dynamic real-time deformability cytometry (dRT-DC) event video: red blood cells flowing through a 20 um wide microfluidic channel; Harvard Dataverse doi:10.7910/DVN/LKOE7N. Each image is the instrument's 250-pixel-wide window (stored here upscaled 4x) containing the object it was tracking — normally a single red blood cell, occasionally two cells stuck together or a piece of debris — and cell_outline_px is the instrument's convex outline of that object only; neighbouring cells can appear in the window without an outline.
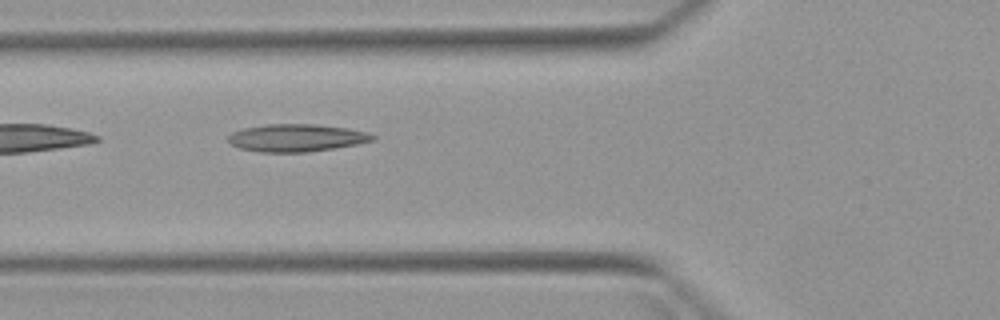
{"species": "Egyptian fruit bat (a non-hibernating species)", "species_latin": "Rousettus aegyptiacus", "temperature_condition": "warm", "stored_images_in_passage": 3, "camera_frame_rate_fps": 3000, "um_per_image_px": 0.085, "animal": {"sex": "female"}, "frame": {"image": 1, "passage_image": 2, "time_ms": 1.0, "image_size_px": [1000, 320], "cell_outline_px": [[376, 140], [356, 144], [308, 152], [260, 152], [240, 148], [232, 144], [228, 140], [228, 136], [232, 132], [244, 128], [268, 124], [316, 124], [348, 128], [368, 132], [376, 136]], "centroid_in_image_um": [25.23, 11.71], "position_along_channel_um": 100.6, "area_um2": 23.12}}
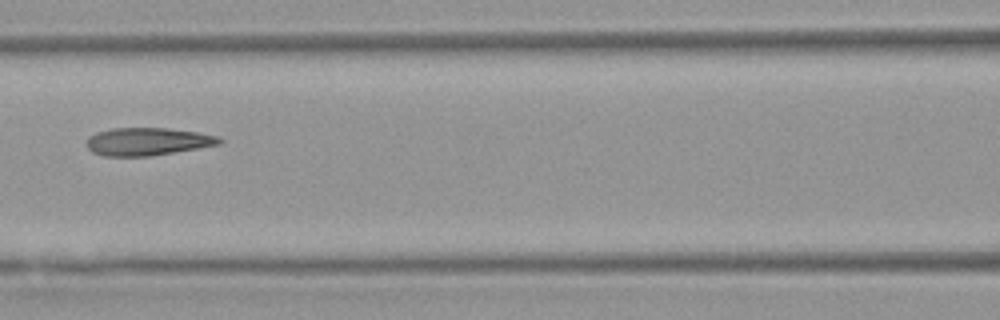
{"frame": {"image": 2, "passage_image": 3, "time_ms": 2.333, "image_size_px": [1000, 320], "cell_outline_px": [[224, 140], [220, 144], [148, 156], [104, 156], [92, 152], [84, 144], [88, 136], [96, 132], [112, 128], [168, 128], [200, 132], [220, 136]], "centroid_in_image_um": [12.52, 12.02], "position_along_channel_um": 154.1, "area_um2": 21.62}}